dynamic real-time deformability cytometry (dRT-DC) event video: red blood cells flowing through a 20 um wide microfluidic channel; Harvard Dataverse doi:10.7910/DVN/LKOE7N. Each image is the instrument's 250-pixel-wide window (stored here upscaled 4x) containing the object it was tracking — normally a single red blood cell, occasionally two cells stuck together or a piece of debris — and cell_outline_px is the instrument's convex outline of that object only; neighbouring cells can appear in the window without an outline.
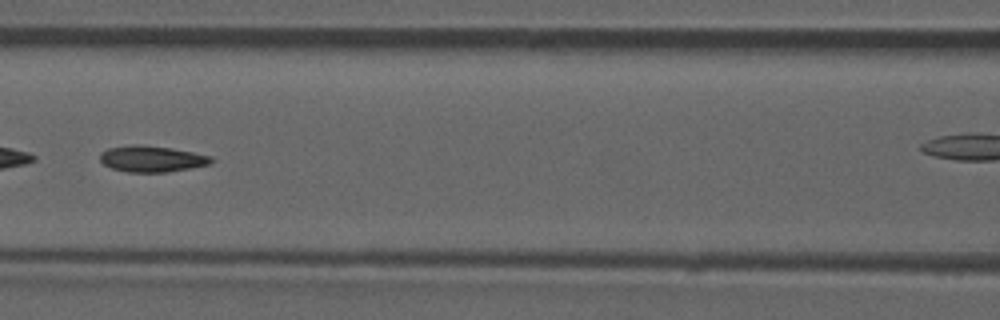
{"species": "common noctule bat (a hibernating species)", "species_latin": "Nyctalus noctula", "temperature_condition": "room temperature", "stored_images_in_passage": 8, "camera_frame_rate_fps": 3000, "um_per_image_px": 0.085, "animal": {"sex": "male", "forearm_length_mm": 52.5}, "frame": {"image": 1, "passage_image": 6, "time_ms": 5.667, "image_size_px": [1000, 320], "cell_outline_px": [[216, 160], [208, 164], [192, 168], [168, 172], [128, 172], [112, 168], [104, 164], [100, 160], [100, 152], [108, 148], [132, 144], [140, 144], [172, 148], [212, 156]], "centroid_in_image_um": [12.91, 13.49], "position_along_channel_um": 153.7, "area_um2": 17.11}}